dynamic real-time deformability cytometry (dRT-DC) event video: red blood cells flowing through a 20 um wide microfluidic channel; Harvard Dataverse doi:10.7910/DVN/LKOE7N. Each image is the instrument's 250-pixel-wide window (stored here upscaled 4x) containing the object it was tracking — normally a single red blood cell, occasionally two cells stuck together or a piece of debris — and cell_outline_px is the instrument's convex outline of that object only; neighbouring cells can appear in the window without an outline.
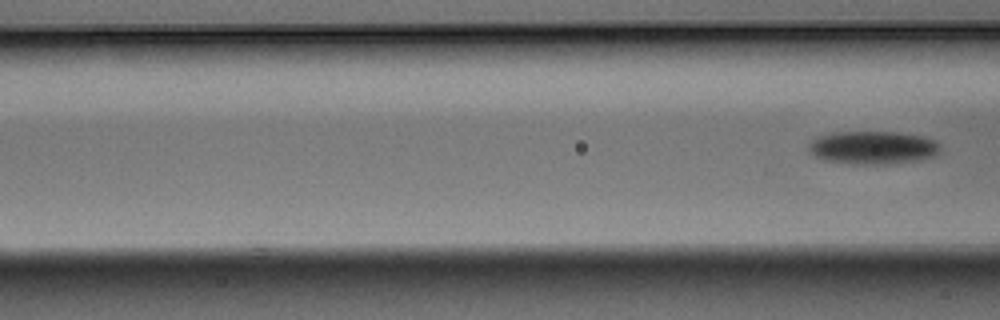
{"species": "Egyptian fruit bat (a non-hibernating species)", "species_latin": "Rousettus aegyptiacus", "temperature_condition": "warm", "stored_images_in_passage": 7, "segment_of_instrument_passage": [2, 2], "camera_frame_rate_fps": 3000, "um_per_image_px": 0.085, "animal": {"sex": "male"}, "frame": {"image": 1, "passage_image": 7, "time_ms": 2.0, "image_size_px": [1000, 320], "cell_outline_px": [[940, 152], [936, 156], [920, 160], [888, 164], [852, 164], [824, 160], [812, 156], [808, 152], [808, 144], [816, 136], [832, 132], [900, 132], [920, 136], [932, 140], [940, 144]], "centroid_in_image_um": [74.15, 12.55], "position_along_channel_um": 92.4, "area_um2": 25.78}}